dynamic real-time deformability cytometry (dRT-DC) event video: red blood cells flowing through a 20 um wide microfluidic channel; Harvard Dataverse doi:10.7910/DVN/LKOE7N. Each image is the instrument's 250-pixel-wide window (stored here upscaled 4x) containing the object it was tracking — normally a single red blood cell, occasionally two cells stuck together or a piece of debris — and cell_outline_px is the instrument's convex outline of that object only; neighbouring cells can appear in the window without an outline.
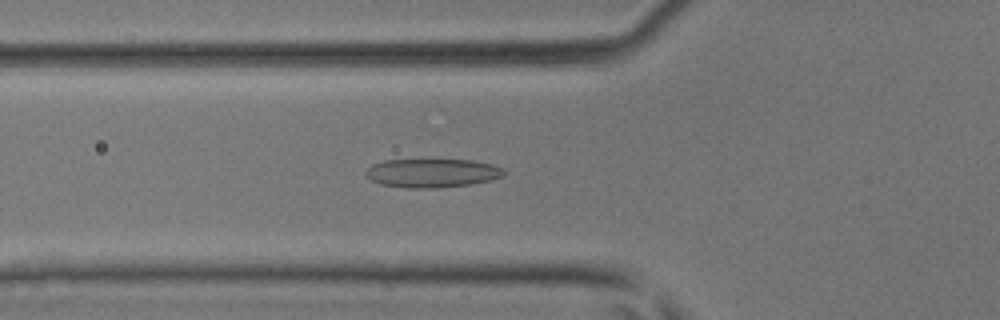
{"species": "common noctule bat (a hibernating species)", "species_latin": "Nyctalus noctula", "temperature_condition": "room temperature", "stored_images_in_passage": 45, "camera_frame_rate_fps": 3000, "um_per_image_px": 0.085, "animal": {"sex": "male", "body_mass_g": 17.9, "forearm_length_mm": 54.2}, "frame": {"image": 1, "passage_image": 17, "time_ms": 5.333, "image_size_px": [1000, 320], "cell_outline_px": [[504, 176], [492, 180], [468, 184], [436, 188], [408, 188], [380, 184], [372, 180], [364, 172], [372, 164], [384, 160], [472, 160], [492, 164], [504, 168]], "centroid_in_image_um": [36.75, 14.7], "position_along_channel_um": 89.1, "area_um2": 23.06}}
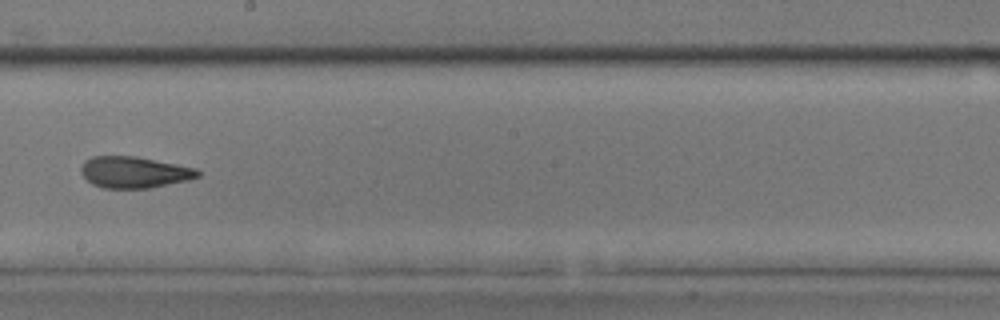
{"frame": {"image": 2, "passage_image": 27, "time_ms": 8.667, "image_size_px": [1000, 320], "cell_outline_px": [[200, 176], [188, 180], [148, 188], [104, 188], [92, 184], [80, 172], [80, 168], [84, 160], [92, 156], [136, 156], [196, 168], [200, 172]], "centroid_in_image_um": [11.38, 14.63], "position_along_channel_um": 236.8, "area_um2": 21.33}}
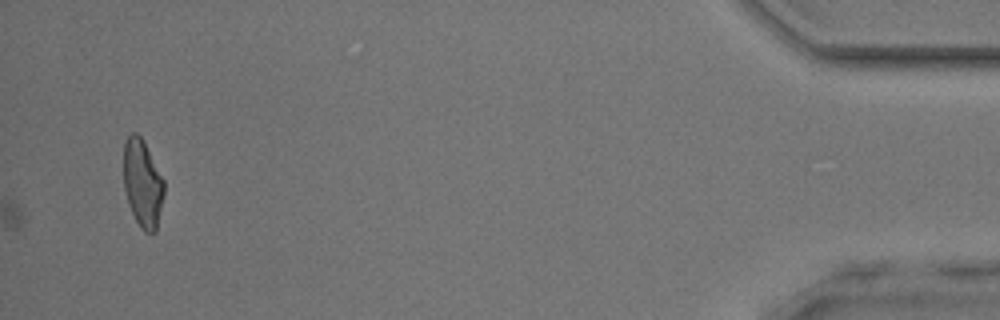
{"frame": {"image": 3, "passage_image": 45, "time_ms": 14.667, "image_size_px": [1000, 320], "cell_outline_px": [[164, 196], [156, 232], [144, 232], [140, 228], [128, 204], [124, 188], [124, 140], [132, 132], [136, 132], [144, 140], [164, 180]], "centroid_in_image_um": [12.12, 15.58], "position_along_channel_um": 423.1, "area_um2": 20.87}}